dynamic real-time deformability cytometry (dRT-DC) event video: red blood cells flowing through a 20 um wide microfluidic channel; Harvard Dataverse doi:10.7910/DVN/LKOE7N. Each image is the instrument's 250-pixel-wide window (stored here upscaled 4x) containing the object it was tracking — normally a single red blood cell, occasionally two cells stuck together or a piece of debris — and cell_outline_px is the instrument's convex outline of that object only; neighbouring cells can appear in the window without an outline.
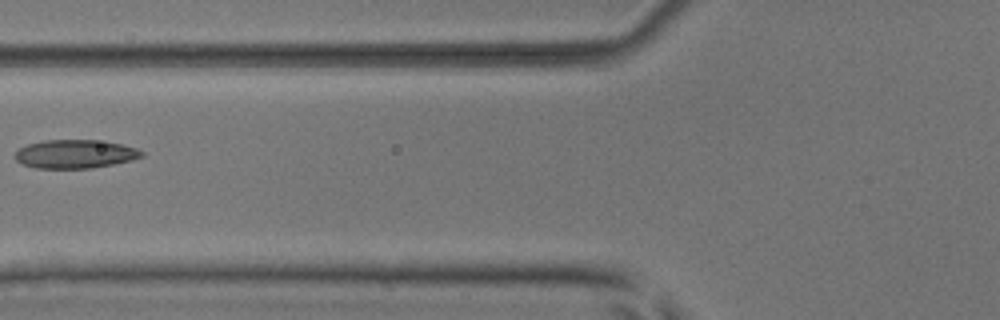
{"species": "common noctule bat (a hibernating species)", "species_latin": "Nyctalus noctula", "temperature_condition": "room temperature", "stored_images_in_passage": 5, "camera_frame_rate_fps": 3000, "um_per_image_px": 0.085, "animal": {"sex": "male", "body_mass_g": 17.9, "forearm_length_mm": 54.2}, "frame": {"image": 1, "passage_image": 4, "time_ms": 3.667, "image_size_px": [1000, 320], "cell_outline_px": [[144, 156], [132, 160], [92, 168], [36, 168], [20, 164], [12, 156], [20, 148], [28, 144], [44, 140], [96, 140], [120, 144], [136, 148], [144, 152]], "centroid_in_image_um": [6.35, 13.09], "position_along_channel_um": 119.4, "area_um2": 21.1}}
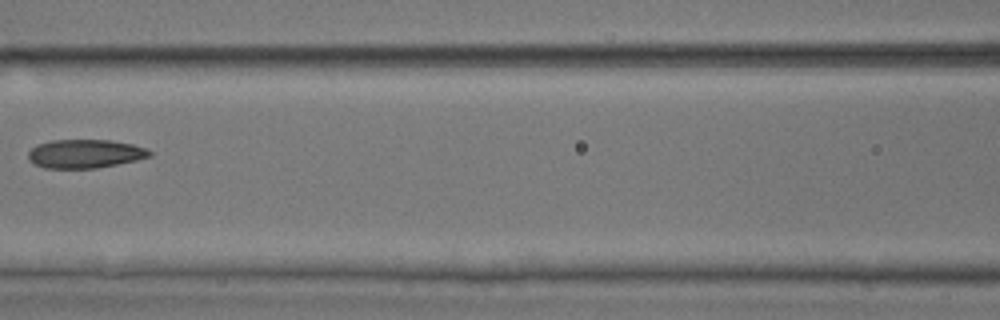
{"frame": {"image": 2, "passage_image": 5, "time_ms": 4.667, "image_size_px": [1000, 320], "cell_outline_px": [[152, 156], [136, 160], [96, 168], [44, 168], [32, 164], [28, 160], [28, 152], [36, 144], [52, 140], [112, 140], [132, 144], [148, 148], [152, 152]], "centroid_in_image_um": [7.21, 13.06], "position_along_channel_um": 159.4, "area_um2": 20.46}}